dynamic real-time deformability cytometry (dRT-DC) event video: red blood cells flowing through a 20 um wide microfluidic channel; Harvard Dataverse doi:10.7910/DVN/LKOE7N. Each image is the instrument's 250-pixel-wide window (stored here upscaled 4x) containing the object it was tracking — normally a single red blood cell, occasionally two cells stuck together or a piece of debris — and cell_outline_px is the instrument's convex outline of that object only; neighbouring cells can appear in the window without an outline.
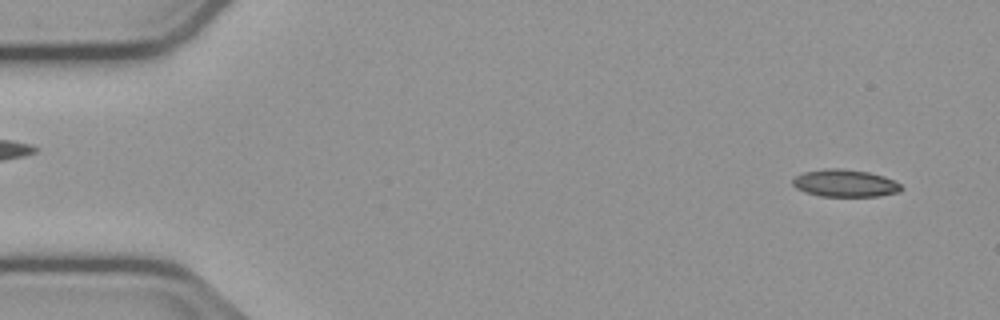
{"species": "common noctule bat (a hibernating species)", "species_latin": "Nyctalus noctula", "temperature_condition": "cold", "stored_images_in_passage": 52, "camera_frame_rate_fps": 3000, "um_per_image_px": 0.085, "animal": {"sex": "male", "body_mass_g": 23.1, "forearm_length_mm": 52.7}, "frame": {"image": 1, "passage_image": 1, "time_ms": 0.0, "image_size_px": [1000, 320], "cell_outline_px": [[904, 188], [900, 192], [880, 196], [820, 196], [804, 192], [796, 188], [792, 184], [792, 180], [796, 176], [804, 172], [824, 168], [840, 168], [868, 172], [884, 176], [900, 184]], "centroid_in_image_um": [71.82, 15.57], "position_along_channel_um": 13.2, "area_um2": 17.4}}
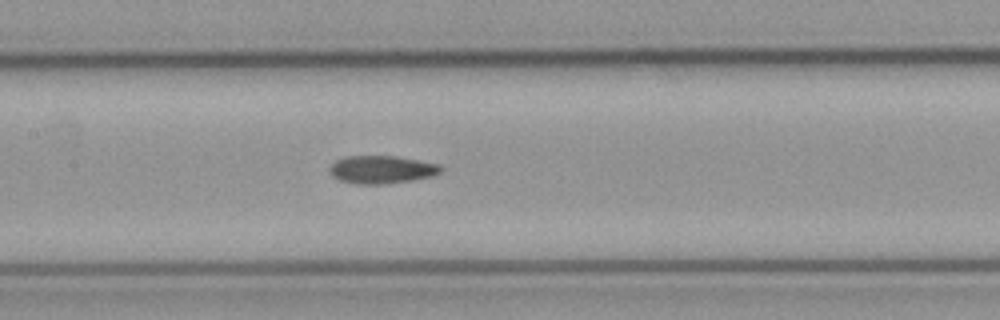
{"frame": {"image": 2, "passage_image": 23, "time_ms": 7.333, "image_size_px": [1000, 320], "cell_outline_px": [[444, 168], [440, 172], [432, 176], [412, 180], [384, 184], [356, 184], [340, 180], [332, 176], [328, 168], [336, 160], [348, 156], [396, 156], [440, 164]], "centroid_in_image_um": [32.45, 14.41], "position_along_channel_um": 175.0, "area_um2": 18.09}}
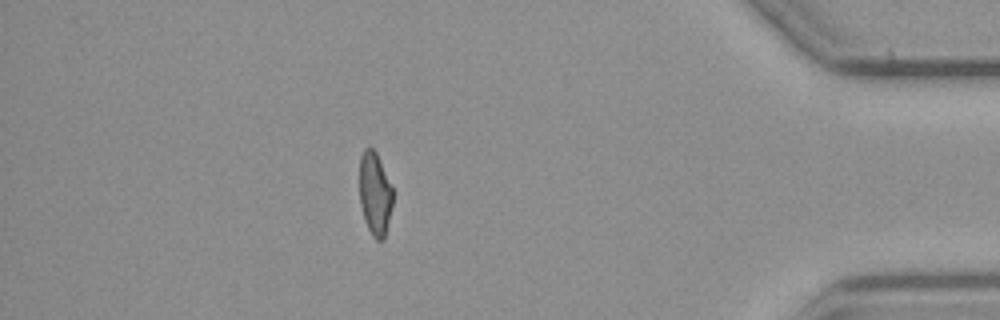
{"frame": {"image": 3, "passage_image": 45, "time_ms": 14.667, "image_size_px": [1000, 320], "cell_outline_px": [[392, 204], [384, 240], [376, 240], [372, 236], [364, 220], [360, 204], [360, 156], [364, 148], [372, 148], [376, 152], [392, 188]], "centroid_in_image_um": [31.85, 16.49], "position_along_channel_um": 403.3, "area_um2": 15.95}, "authors_computed_cell_mechanics": {"area_um2": 17.5712, "velocity_mm_per_s": 3.7689, "shape_relaxation_time_tau1_ms": null, "shape_relaxation_time_tau2_ms": 3.7219, "deformation_change_tau1": null, "deformation_change_tau2": 0.112}}